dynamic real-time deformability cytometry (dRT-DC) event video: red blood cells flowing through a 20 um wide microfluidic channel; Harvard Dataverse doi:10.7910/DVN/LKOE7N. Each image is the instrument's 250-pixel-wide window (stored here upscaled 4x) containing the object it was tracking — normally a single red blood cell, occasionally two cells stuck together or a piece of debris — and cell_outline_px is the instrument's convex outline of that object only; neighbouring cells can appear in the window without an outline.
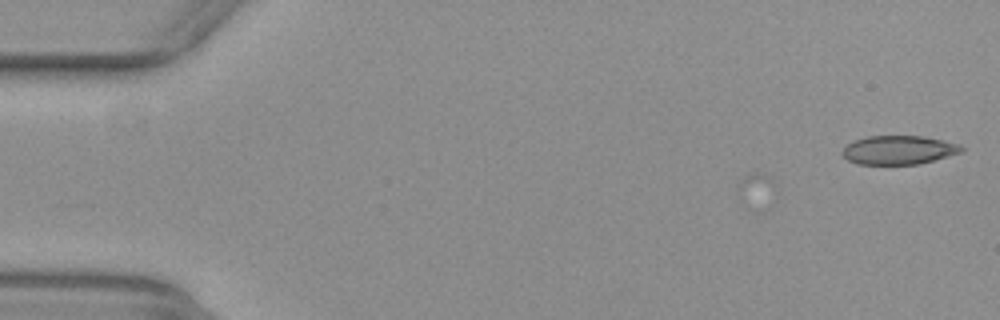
{"species": "common noctule bat (a hibernating species)", "species_latin": "Nyctalus noctula", "temperature_condition": "warm", "stored_images_in_passage": 2, "camera_frame_rate_fps": 3000, "um_per_image_px": 0.085, "animal": {"sex": "female", "body_mass_g": 29.2, "forearm_length_mm": 56.3}, "frame": {"image": 1, "passage_image": 2, "time_ms": 0.333, "image_size_px": [1000, 320], "cell_outline_px": [[964, 148], [960, 152], [948, 156], [916, 164], [860, 164], [848, 160], [844, 156], [844, 148], [852, 140], [868, 136], [924, 136], [944, 140], [960, 144]], "centroid_in_image_um": [76.4, 12.73], "position_along_channel_um": 8.6, "area_um2": 19.77}}